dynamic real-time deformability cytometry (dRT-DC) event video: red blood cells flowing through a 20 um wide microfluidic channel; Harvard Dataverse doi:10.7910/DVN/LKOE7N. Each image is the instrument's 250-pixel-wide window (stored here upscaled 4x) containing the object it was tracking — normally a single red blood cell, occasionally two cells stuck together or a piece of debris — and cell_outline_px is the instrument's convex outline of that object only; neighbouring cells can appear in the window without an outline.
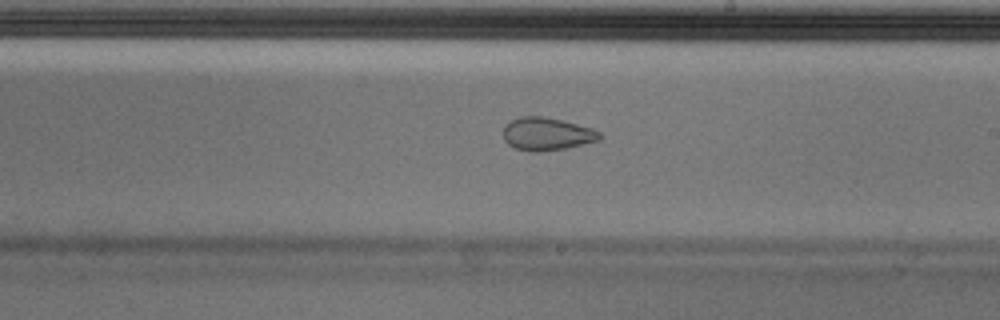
{"species": "Egyptian fruit bat (a non-hibernating species)", "species_latin": "Rousettus aegyptiacus", "temperature_condition": "cold", "stored_images_in_passage": 54, "segment_of_instrument_passage": [1, 2], "camera_frame_rate_fps": 3000, "um_per_image_px": 0.085, "animal": {"sex": "male"}, "frame": {"image": 1, "passage_image": 31, "time_ms": 10.0, "image_size_px": [1000, 320], "cell_outline_px": [[600, 140], [568, 148], [540, 152], [532, 152], [516, 148], [508, 144], [504, 140], [504, 124], [520, 116], [544, 116], [592, 128], [600, 132]], "centroid_in_image_um": [46.47, 11.39], "position_along_channel_um": 242.5, "area_um2": 18.5}}